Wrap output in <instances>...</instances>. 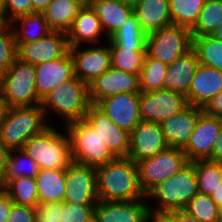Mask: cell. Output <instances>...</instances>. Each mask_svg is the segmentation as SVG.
I'll return each mask as SVG.
<instances>
[{"label":"cell","mask_w":222,"mask_h":222,"mask_svg":"<svg viewBox=\"0 0 222 222\" xmlns=\"http://www.w3.org/2000/svg\"><path fill=\"white\" fill-rule=\"evenodd\" d=\"M97 193L104 201L146 199L139 183L137 164L128 157L115 158L96 168Z\"/></svg>","instance_id":"cell-1"},{"label":"cell","mask_w":222,"mask_h":222,"mask_svg":"<svg viewBox=\"0 0 222 222\" xmlns=\"http://www.w3.org/2000/svg\"><path fill=\"white\" fill-rule=\"evenodd\" d=\"M40 105L45 112L46 119L49 115L48 111L51 110L52 113L63 118L64 126L71 122L84 120L91 105L88 85L74 76L57 88H53L40 101Z\"/></svg>","instance_id":"cell-2"},{"label":"cell","mask_w":222,"mask_h":222,"mask_svg":"<svg viewBox=\"0 0 222 222\" xmlns=\"http://www.w3.org/2000/svg\"><path fill=\"white\" fill-rule=\"evenodd\" d=\"M197 193L198 186L193 161L153 187L146 194V199L149 198L158 203L156 207L148 203L149 209L158 212H171L184 209Z\"/></svg>","instance_id":"cell-3"},{"label":"cell","mask_w":222,"mask_h":222,"mask_svg":"<svg viewBox=\"0 0 222 222\" xmlns=\"http://www.w3.org/2000/svg\"><path fill=\"white\" fill-rule=\"evenodd\" d=\"M59 132L54 126L47 127L38 135L32 136L22 147L31 155L39 169H67L73 162L68 133Z\"/></svg>","instance_id":"cell-4"},{"label":"cell","mask_w":222,"mask_h":222,"mask_svg":"<svg viewBox=\"0 0 222 222\" xmlns=\"http://www.w3.org/2000/svg\"><path fill=\"white\" fill-rule=\"evenodd\" d=\"M48 122L40 104L9 108L0 125V141L10 151L22 149L32 136L50 126Z\"/></svg>","instance_id":"cell-5"},{"label":"cell","mask_w":222,"mask_h":222,"mask_svg":"<svg viewBox=\"0 0 222 222\" xmlns=\"http://www.w3.org/2000/svg\"><path fill=\"white\" fill-rule=\"evenodd\" d=\"M65 129L70 138L73 162L97 168L116 158L99 133L85 119L71 122Z\"/></svg>","instance_id":"cell-6"},{"label":"cell","mask_w":222,"mask_h":222,"mask_svg":"<svg viewBox=\"0 0 222 222\" xmlns=\"http://www.w3.org/2000/svg\"><path fill=\"white\" fill-rule=\"evenodd\" d=\"M35 81L34 65L16 58L0 77V94L9 108L40 104Z\"/></svg>","instance_id":"cell-7"},{"label":"cell","mask_w":222,"mask_h":222,"mask_svg":"<svg viewBox=\"0 0 222 222\" xmlns=\"http://www.w3.org/2000/svg\"><path fill=\"white\" fill-rule=\"evenodd\" d=\"M193 48L191 31L178 25L163 27L147 34L146 53L164 64L170 65Z\"/></svg>","instance_id":"cell-8"},{"label":"cell","mask_w":222,"mask_h":222,"mask_svg":"<svg viewBox=\"0 0 222 222\" xmlns=\"http://www.w3.org/2000/svg\"><path fill=\"white\" fill-rule=\"evenodd\" d=\"M189 163L183 149L168 147L137 162L139 183L145 195L158 183L170 178Z\"/></svg>","instance_id":"cell-9"},{"label":"cell","mask_w":222,"mask_h":222,"mask_svg":"<svg viewBox=\"0 0 222 222\" xmlns=\"http://www.w3.org/2000/svg\"><path fill=\"white\" fill-rule=\"evenodd\" d=\"M187 106L184 95L169 90L140 93L139 110L144 122L161 123Z\"/></svg>","instance_id":"cell-10"},{"label":"cell","mask_w":222,"mask_h":222,"mask_svg":"<svg viewBox=\"0 0 222 222\" xmlns=\"http://www.w3.org/2000/svg\"><path fill=\"white\" fill-rule=\"evenodd\" d=\"M96 168L72 162L66 169L64 201L74 204H97Z\"/></svg>","instance_id":"cell-11"},{"label":"cell","mask_w":222,"mask_h":222,"mask_svg":"<svg viewBox=\"0 0 222 222\" xmlns=\"http://www.w3.org/2000/svg\"><path fill=\"white\" fill-rule=\"evenodd\" d=\"M106 43L108 46L104 47L102 44H93L84 49L82 46L69 48L74 64V75L87 85L111 67L109 42Z\"/></svg>","instance_id":"cell-12"},{"label":"cell","mask_w":222,"mask_h":222,"mask_svg":"<svg viewBox=\"0 0 222 222\" xmlns=\"http://www.w3.org/2000/svg\"><path fill=\"white\" fill-rule=\"evenodd\" d=\"M17 58L32 65L56 60L69 52L67 33L52 31L36 42L16 43Z\"/></svg>","instance_id":"cell-13"},{"label":"cell","mask_w":222,"mask_h":222,"mask_svg":"<svg viewBox=\"0 0 222 222\" xmlns=\"http://www.w3.org/2000/svg\"><path fill=\"white\" fill-rule=\"evenodd\" d=\"M222 128V118L200 114L188 144L183 149L189 162L207 160L211 157L214 145Z\"/></svg>","instance_id":"cell-14"},{"label":"cell","mask_w":222,"mask_h":222,"mask_svg":"<svg viewBox=\"0 0 222 222\" xmlns=\"http://www.w3.org/2000/svg\"><path fill=\"white\" fill-rule=\"evenodd\" d=\"M88 90L91 104L119 93H141L139 75L111 66L88 85Z\"/></svg>","instance_id":"cell-15"},{"label":"cell","mask_w":222,"mask_h":222,"mask_svg":"<svg viewBox=\"0 0 222 222\" xmlns=\"http://www.w3.org/2000/svg\"><path fill=\"white\" fill-rule=\"evenodd\" d=\"M139 98L140 93H119L95 105L119 128L131 132L141 122Z\"/></svg>","instance_id":"cell-16"},{"label":"cell","mask_w":222,"mask_h":222,"mask_svg":"<svg viewBox=\"0 0 222 222\" xmlns=\"http://www.w3.org/2000/svg\"><path fill=\"white\" fill-rule=\"evenodd\" d=\"M85 120L99 133L109 151L116 158L128 156L130 149V132L119 128L95 104H91Z\"/></svg>","instance_id":"cell-17"},{"label":"cell","mask_w":222,"mask_h":222,"mask_svg":"<svg viewBox=\"0 0 222 222\" xmlns=\"http://www.w3.org/2000/svg\"><path fill=\"white\" fill-rule=\"evenodd\" d=\"M168 147L159 123L141 121L130 132V149L127 157L137 163Z\"/></svg>","instance_id":"cell-18"},{"label":"cell","mask_w":222,"mask_h":222,"mask_svg":"<svg viewBox=\"0 0 222 222\" xmlns=\"http://www.w3.org/2000/svg\"><path fill=\"white\" fill-rule=\"evenodd\" d=\"M36 72V92L41 101L53 88L73 78L74 64L68 52L56 60L34 65Z\"/></svg>","instance_id":"cell-19"},{"label":"cell","mask_w":222,"mask_h":222,"mask_svg":"<svg viewBox=\"0 0 222 222\" xmlns=\"http://www.w3.org/2000/svg\"><path fill=\"white\" fill-rule=\"evenodd\" d=\"M146 200H98L94 208V220L95 222H146L149 211Z\"/></svg>","instance_id":"cell-20"},{"label":"cell","mask_w":222,"mask_h":222,"mask_svg":"<svg viewBox=\"0 0 222 222\" xmlns=\"http://www.w3.org/2000/svg\"><path fill=\"white\" fill-rule=\"evenodd\" d=\"M202 112V107L188 105L181 112L159 123L169 147H186Z\"/></svg>","instance_id":"cell-21"},{"label":"cell","mask_w":222,"mask_h":222,"mask_svg":"<svg viewBox=\"0 0 222 222\" xmlns=\"http://www.w3.org/2000/svg\"><path fill=\"white\" fill-rule=\"evenodd\" d=\"M222 91V71L199 64L186 94L188 105L204 107Z\"/></svg>","instance_id":"cell-22"},{"label":"cell","mask_w":222,"mask_h":222,"mask_svg":"<svg viewBox=\"0 0 222 222\" xmlns=\"http://www.w3.org/2000/svg\"><path fill=\"white\" fill-rule=\"evenodd\" d=\"M66 33L69 47L102 44V35L105 36L99 17L86 3L79 9L71 28Z\"/></svg>","instance_id":"cell-23"},{"label":"cell","mask_w":222,"mask_h":222,"mask_svg":"<svg viewBox=\"0 0 222 222\" xmlns=\"http://www.w3.org/2000/svg\"><path fill=\"white\" fill-rule=\"evenodd\" d=\"M85 3L99 17L106 39L115 34L134 14V7L117 0H86Z\"/></svg>","instance_id":"cell-24"},{"label":"cell","mask_w":222,"mask_h":222,"mask_svg":"<svg viewBox=\"0 0 222 222\" xmlns=\"http://www.w3.org/2000/svg\"><path fill=\"white\" fill-rule=\"evenodd\" d=\"M198 65V56L192 48L168 65L164 89L186 96Z\"/></svg>","instance_id":"cell-25"},{"label":"cell","mask_w":222,"mask_h":222,"mask_svg":"<svg viewBox=\"0 0 222 222\" xmlns=\"http://www.w3.org/2000/svg\"><path fill=\"white\" fill-rule=\"evenodd\" d=\"M134 14L146 35L173 25L168 0H137Z\"/></svg>","instance_id":"cell-26"},{"label":"cell","mask_w":222,"mask_h":222,"mask_svg":"<svg viewBox=\"0 0 222 222\" xmlns=\"http://www.w3.org/2000/svg\"><path fill=\"white\" fill-rule=\"evenodd\" d=\"M35 181L39 202H64L66 169H41Z\"/></svg>","instance_id":"cell-27"},{"label":"cell","mask_w":222,"mask_h":222,"mask_svg":"<svg viewBox=\"0 0 222 222\" xmlns=\"http://www.w3.org/2000/svg\"><path fill=\"white\" fill-rule=\"evenodd\" d=\"M84 4L85 0H51L42 14L53 31L67 32Z\"/></svg>","instance_id":"cell-28"},{"label":"cell","mask_w":222,"mask_h":222,"mask_svg":"<svg viewBox=\"0 0 222 222\" xmlns=\"http://www.w3.org/2000/svg\"><path fill=\"white\" fill-rule=\"evenodd\" d=\"M9 26L13 31L16 43L36 42L53 31L44 15L36 12L18 17L10 22Z\"/></svg>","instance_id":"cell-29"},{"label":"cell","mask_w":222,"mask_h":222,"mask_svg":"<svg viewBox=\"0 0 222 222\" xmlns=\"http://www.w3.org/2000/svg\"><path fill=\"white\" fill-rule=\"evenodd\" d=\"M111 66L123 72L140 75L143 68L146 48H122L118 44H109Z\"/></svg>","instance_id":"cell-30"},{"label":"cell","mask_w":222,"mask_h":222,"mask_svg":"<svg viewBox=\"0 0 222 222\" xmlns=\"http://www.w3.org/2000/svg\"><path fill=\"white\" fill-rule=\"evenodd\" d=\"M5 193L18 206L35 208L39 203L36 181L32 177L9 179L5 183Z\"/></svg>","instance_id":"cell-31"},{"label":"cell","mask_w":222,"mask_h":222,"mask_svg":"<svg viewBox=\"0 0 222 222\" xmlns=\"http://www.w3.org/2000/svg\"><path fill=\"white\" fill-rule=\"evenodd\" d=\"M171 19L174 25L190 31L198 22L200 11L206 0H168Z\"/></svg>","instance_id":"cell-32"},{"label":"cell","mask_w":222,"mask_h":222,"mask_svg":"<svg viewBox=\"0 0 222 222\" xmlns=\"http://www.w3.org/2000/svg\"><path fill=\"white\" fill-rule=\"evenodd\" d=\"M194 168L198 193L211 195L222 183V164L211 160H196Z\"/></svg>","instance_id":"cell-33"},{"label":"cell","mask_w":222,"mask_h":222,"mask_svg":"<svg viewBox=\"0 0 222 222\" xmlns=\"http://www.w3.org/2000/svg\"><path fill=\"white\" fill-rule=\"evenodd\" d=\"M39 170L31 155L26 154L21 149L11 150L3 173V182L5 184L9 179L25 176L35 178Z\"/></svg>","instance_id":"cell-34"},{"label":"cell","mask_w":222,"mask_h":222,"mask_svg":"<svg viewBox=\"0 0 222 222\" xmlns=\"http://www.w3.org/2000/svg\"><path fill=\"white\" fill-rule=\"evenodd\" d=\"M146 33L140 27L137 16L133 14L126 23L113 34L107 42L122 48H146Z\"/></svg>","instance_id":"cell-35"},{"label":"cell","mask_w":222,"mask_h":222,"mask_svg":"<svg viewBox=\"0 0 222 222\" xmlns=\"http://www.w3.org/2000/svg\"><path fill=\"white\" fill-rule=\"evenodd\" d=\"M167 67V64L151 58L146 53L143 68L139 75L141 92L163 90Z\"/></svg>","instance_id":"cell-36"},{"label":"cell","mask_w":222,"mask_h":222,"mask_svg":"<svg viewBox=\"0 0 222 222\" xmlns=\"http://www.w3.org/2000/svg\"><path fill=\"white\" fill-rule=\"evenodd\" d=\"M199 64L222 71V41L210 35L193 38Z\"/></svg>","instance_id":"cell-37"},{"label":"cell","mask_w":222,"mask_h":222,"mask_svg":"<svg viewBox=\"0 0 222 222\" xmlns=\"http://www.w3.org/2000/svg\"><path fill=\"white\" fill-rule=\"evenodd\" d=\"M221 22L222 0H206L198 22L191 30L192 38L211 35Z\"/></svg>","instance_id":"cell-38"},{"label":"cell","mask_w":222,"mask_h":222,"mask_svg":"<svg viewBox=\"0 0 222 222\" xmlns=\"http://www.w3.org/2000/svg\"><path fill=\"white\" fill-rule=\"evenodd\" d=\"M183 210L200 222H218L219 206L209 195L197 193Z\"/></svg>","instance_id":"cell-39"},{"label":"cell","mask_w":222,"mask_h":222,"mask_svg":"<svg viewBox=\"0 0 222 222\" xmlns=\"http://www.w3.org/2000/svg\"><path fill=\"white\" fill-rule=\"evenodd\" d=\"M17 58L15 36L10 26L0 33V77Z\"/></svg>","instance_id":"cell-40"},{"label":"cell","mask_w":222,"mask_h":222,"mask_svg":"<svg viewBox=\"0 0 222 222\" xmlns=\"http://www.w3.org/2000/svg\"><path fill=\"white\" fill-rule=\"evenodd\" d=\"M96 204H74L63 202L61 222H91Z\"/></svg>","instance_id":"cell-41"},{"label":"cell","mask_w":222,"mask_h":222,"mask_svg":"<svg viewBox=\"0 0 222 222\" xmlns=\"http://www.w3.org/2000/svg\"><path fill=\"white\" fill-rule=\"evenodd\" d=\"M63 202H39L35 207L36 222H61Z\"/></svg>","instance_id":"cell-42"},{"label":"cell","mask_w":222,"mask_h":222,"mask_svg":"<svg viewBox=\"0 0 222 222\" xmlns=\"http://www.w3.org/2000/svg\"><path fill=\"white\" fill-rule=\"evenodd\" d=\"M32 13L31 0H5L4 16L8 23Z\"/></svg>","instance_id":"cell-43"},{"label":"cell","mask_w":222,"mask_h":222,"mask_svg":"<svg viewBox=\"0 0 222 222\" xmlns=\"http://www.w3.org/2000/svg\"><path fill=\"white\" fill-rule=\"evenodd\" d=\"M7 222H36L35 208L13 204Z\"/></svg>","instance_id":"cell-44"},{"label":"cell","mask_w":222,"mask_h":222,"mask_svg":"<svg viewBox=\"0 0 222 222\" xmlns=\"http://www.w3.org/2000/svg\"><path fill=\"white\" fill-rule=\"evenodd\" d=\"M203 111L207 115L222 118V91L203 107Z\"/></svg>","instance_id":"cell-45"},{"label":"cell","mask_w":222,"mask_h":222,"mask_svg":"<svg viewBox=\"0 0 222 222\" xmlns=\"http://www.w3.org/2000/svg\"><path fill=\"white\" fill-rule=\"evenodd\" d=\"M146 222H176V220L171 212H158L149 209Z\"/></svg>","instance_id":"cell-46"},{"label":"cell","mask_w":222,"mask_h":222,"mask_svg":"<svg viewBox=\"0 0 222 222\" xmlns=\"http://www.w3.org/2000/svg\"><path fill=\"white\" fill-rule=\"evenodd\" d=\"M13 204L5 192L0 196V222H7Z\"/></svg>","instance_id":"cell-47"},{"label":"cell","mask_w":222,"mask_h":222,"mask_svg":"<svg viewBox=\"0 0 222 222\" xmlns=\"http://www.w3.org/2000/svg\"><path fill=\"white\" fill-rule=\"evenodd\" d=\"M208 160H211V161L218 162V163L222 164V128L220 130L217 141L214 145L212 155Z\"/></svg>","instance_id":"cell-48"},{"label":"cell","mask_w":222,"mask_h":222,"mask_svg":"<svg viewBox=\"0 0 222 222\" xmlns=\"http://www.w3.org/2000/svg\"><path fill=\"white\" fill-rule=\"evenodd\" d=\"M171 213L175 216L176 222H200L198 219L188 214L183 209L171 211Z\"/></svg>","instance_id":"cell-49"},{"label":"cell","mask_w":222,"mask_h":222,"mask_svg":"<svg viewBox=\"0 0 222 222\" xmlns=\"http://www.w3.org/2000/svg\"><path fill=\"white\" fill-rule=\"evenodd\" d=\"M10 150L0 141V172L3 174L6 168Z\"/></svg>","instance_id":"cell-50"},{"label":"cell","mask_w":222,"mask_h":222,"mask_svg":"<svg viewBox=\"0 0 222 222\" xmlns=\"http://www.w3.org/2000/svg\"><path fill=\"white\" fill-rule=\"evenodd\" d=\"M32 1V13H43L51 0H31Z\"/></svg>","instance_id":"cell-51"},{"label":"cell","mask_w":222,"mask_h":222,"mask_svg":"<svg viewBox=\"0 0 222 222\" xmlns=\"http://www.w3.org/2000/svg\"><path fill=\"white\" fill-rule=\"evenodd\" d=\"M9 106L4 98L0 94V125L5 120L6 114L8 112Z\"/></svg>","instance_id":"cell-52"},{"label":"cell","mask_w":222,"mask_h":222,"mask_svg":"<svg viewBox=\"0 0 222 222\" xmlns=\"http://www.w3.org/2000/svg\"><path fill=\"white\" fill-rule=\"evenodd\" d=\"M211 199L218 205L222 206V183L219 187L210 195Z\"/></svg>","instance_id":"cell-53"},{"label":"cell","mask_w":222,"mask_h":222,"mask_svg":"<svg viewBox=\"0 0 222 222\" xmlns=\"http://www.w3.org/2000/svg\"><path fill=\"white\" fill-rule=\"evenodd\" d=\"M213 38L222 41V22L219 26L214 30V32L210 35Z\"/></svg>","instance_id":"cell-54"},{"label":"cell","mask_w":222,"mask_h":222,"mask_svg":"<svg viewBox=\"0 0 222 222\" xmlns=\"http://www.w3.org/2000/svg\"><path fill=\"white\" fill-rule=\"evenodd\" d=\"M8 26L9 23L7 22L5 16L0 14V33H2Z\"/></svg>","instance_id":"cell-55"},{"label":"cell","mask_w":222,"mask_h":222,"mask_svg":"<svg viewBox=\"0 0 222 222\" xmlns=\"http://www.w3.org/2000/svg\"><path fill=\"white\" fill-rule=\"evenodd\" d=\"M123 4L129 5L134 7V5L136 4L137 0H117Z\"/></svg>","instance_id":"cell-56"},{"label":"cell","mask_w":222,"mask_h":222,"mask_svg":"<svg viewBox=\"0 0 222 222\" xmlns=\"http://www.w3.org/2000/svg\"><path fill=\"white\" fill-rule=\"evenodd\" d=\"M5 0H0V14L4 15Z\"/></svg>","instance_id":"cell-57"},{"label":"cell","mask_w":222,"mask_h":222,"mask_svg":"<svg viewBox=\"0 0 222 222\" xmlns=\"http://www.w3.org/2000/svg\"><path fill=\"white\" fill-rule=\"evenodd\" d=\"M218 222H222V206H219V210H218Z\"/></svg>","instance_id":"cell-58"},{"label":"cell","mask_w":222,"mask_h":222,"mask_svg":"<svg viewBox=\"0 0 222 222\" xmlns=\"http://www.w3.org/2000/svg\"><path fill=\"white\" fill-rule=\"evenodd\" d=\"M0 187H5V184L3 182V174L0 172Z\"/></svg>","instance_id":"cell-59"},{"label":"cell","mask_w":222,"mask_h":222,"mask_svg":"<svg viewBox=\"0 0 222 222\" xmlns=\"http://www.w3.org/2000/svg\"><path fill=\"white\" fill-rule=\"evenodd\" d=\"M5 192V187H0V196Z\"/></svg>","instance_id":"cell-60"}]
</instances>
